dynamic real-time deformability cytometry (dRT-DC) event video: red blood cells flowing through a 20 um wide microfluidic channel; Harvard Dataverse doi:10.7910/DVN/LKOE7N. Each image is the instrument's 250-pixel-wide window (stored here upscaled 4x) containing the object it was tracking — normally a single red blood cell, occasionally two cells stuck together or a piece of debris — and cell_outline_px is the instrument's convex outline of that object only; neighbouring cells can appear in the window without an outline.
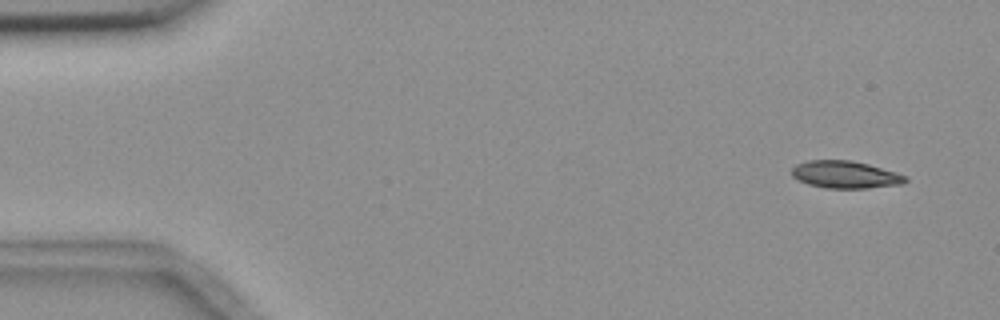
{"species": "common noctule bat (a hibernating species)", "species_latin": "Nyctalus noctula", "temperature_condition": "room temperature", "stored_images_in_passage": 5, "camera_frame_rate_fps": 3000, "um_per_image_px": 0.085, "animal": {"sex": "female", "body_mass_g": 18.4}, "frame": {"image": 1, "passage_image": 1, "time_ms": 0.0, "image_size_px": [1000, 320], "cell_outline_px": [[908, 180], [900, 184], [868, 188], [824, 188], [808, 184], [792, 176], [792, 168], [796, 164], [808, 160], [852, 160], [868, 164], [896, 172], [908, 176]], "centroid_in_image_um": [71.85, 14.84], "position_along_channel_um": 13.1, "area_um2": 18.09}}
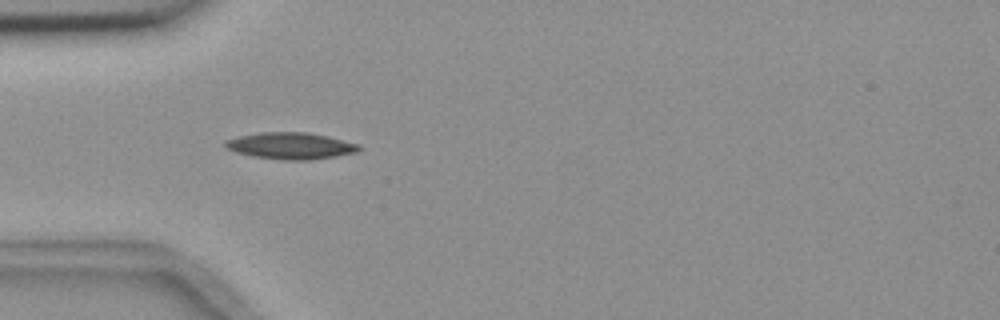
{"frame": {"image": 2, "passage_image": 4, "time_ms": 4.333, "image_size_px": [1000, 320], "cell_outline_px": [[364, 148], [360, 152], [312, 160], [280, 160], [252, 156], [236, 152], [228, 148], [224, 144], [224, 140], [240, 136], [260, 132], [308, 132], [328, 136], [360, 144]], "centroid_in_image_um": [24.78, 12.4], "position_along_channel_um": 60.2, "area_um2": 21.04}}